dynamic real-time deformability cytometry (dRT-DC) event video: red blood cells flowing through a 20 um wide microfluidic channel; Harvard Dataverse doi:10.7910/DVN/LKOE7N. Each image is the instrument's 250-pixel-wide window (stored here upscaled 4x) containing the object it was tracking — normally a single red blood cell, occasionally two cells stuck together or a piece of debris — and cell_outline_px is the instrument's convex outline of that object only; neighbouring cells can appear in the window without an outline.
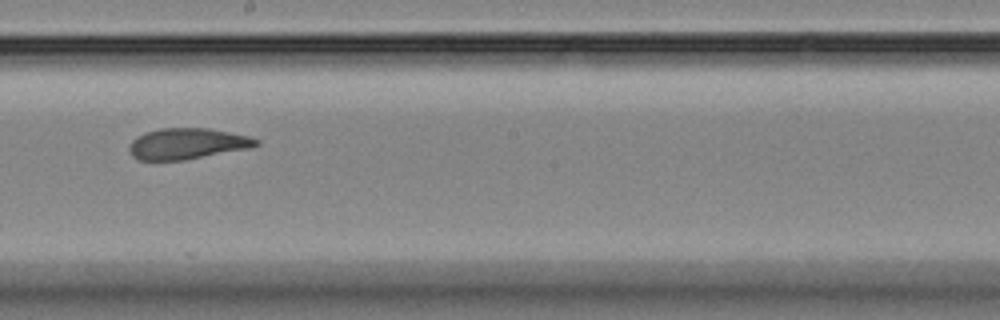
{"species": "Egyptian fruit bat (a non-hibernating species)", "species_latin": "Rousettus aegyptiacus", "temperature_condition": "room temperature", "stored_images_in_passage": 12, "camera_frame_rate_fps": 3000, "um_per_image_px": 0.085, "animal": {"sex": "female"}, "frame": {"image": 1, "passage_image": 9, "time_ms": 9.333, "image_size_px": [1000, 320], "cell_outline_px": [[260, 144], [252, 148], [184, 160], [136, 160], [132, 156], [128, 148], [132, 140], [136, 136], [144, 132], [160, 128], [208, 128], [248, 136], [260, 140]], "centroid_in_image_um": [15.9, 12.22], "position_along_channel_um": 232.3, "area_um2": 23.12}}
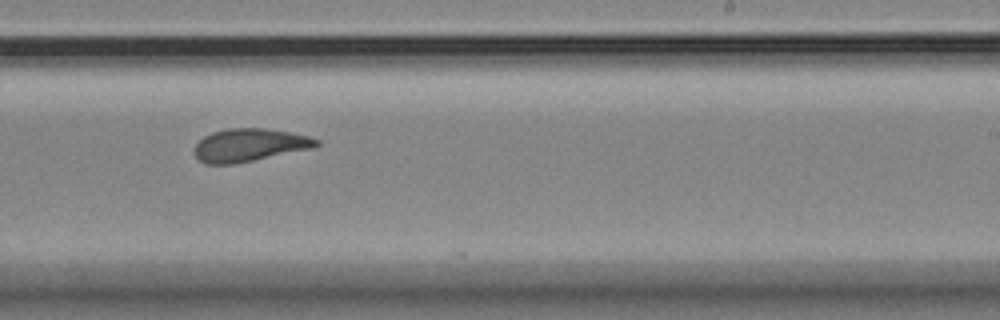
{"frame": {"image": 2, "passage_image": 10, "time_ms": 10.333, "image_size_px": [1000, 320], "cell_outline_px": [[320, 144], [316, 148], [232, 164], [208, 164], [200, 160], [192, 152], [196, 144], [204, 136], [212, 132], [228, 128], [264, 128], [288, 132], [308, 136], [320, 140]], "centroid_in_image_um": [21.22, 12.33], "position_along_channel_um": 267.8, "area_um2": 23.41}}